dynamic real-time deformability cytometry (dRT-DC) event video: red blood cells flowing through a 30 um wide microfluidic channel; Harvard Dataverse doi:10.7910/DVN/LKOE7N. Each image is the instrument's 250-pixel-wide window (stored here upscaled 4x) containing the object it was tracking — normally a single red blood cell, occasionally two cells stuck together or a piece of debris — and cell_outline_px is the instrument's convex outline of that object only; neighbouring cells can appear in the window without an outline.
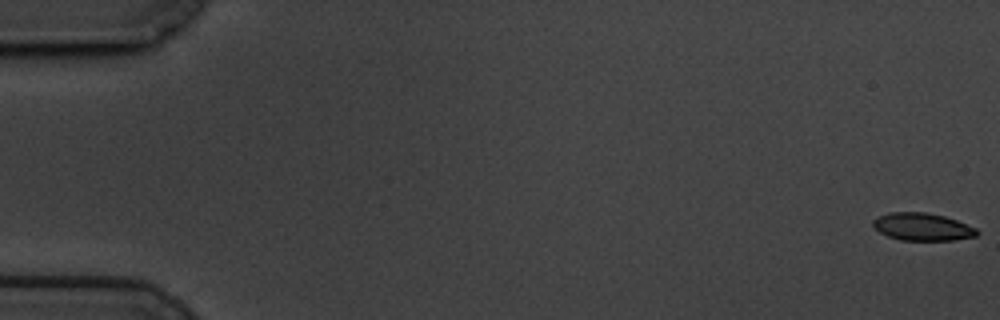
{"species": "common noctule bat (a hibernating species)", "species_latin": "Nyctalus noctula", "temperature_condition": "cold", "stored_images_in_passage": 59, "camera_frame_rate_fps": 3000, "um_per_image_px": 0.085, "animal": {"sex": "male", "body_mass_g": 19.5, "forearm_length_mm": 54.6}, "frame": {"image": 1, "passage_image": 1, "time_ms": 0.0, "image_size_px": [1000, 320], "cell_outline_px": [[980, 232], [976, 236], [952, 240], [900, 240], [888, 236], [880, 232], [872, 224], [872, 220], [888, 212], [924, 212], [944, 216], [956, 220], [976, 228]], "centroid_in_image_um": [78.4, 19.28], "position_along_channel_um": 6.6, "area_um2": 16.59}}
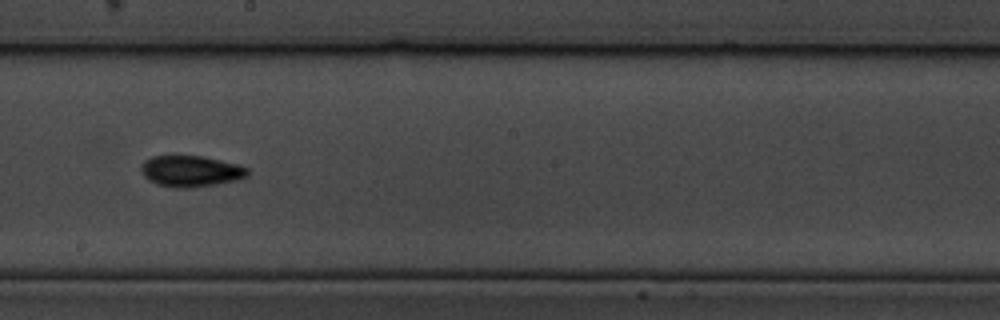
{"frame": {"image": 2, "passage_image": 34, "time_ms": 11.0, "image_size_px": [1000, 320], "cell_outline_px": [[248, 176], [236, 180], [216, 184], [192, 188], [172, 188], [156, 184], [148, 180], [144, 176], [140, 168], [140, 164], [144, 160], [152, 156], [204, 156], [236, 164], [248, 168]], "centroid_in_image_um": [16.18, 14.56], "position_along_channel_um": 232.0, "area_um2": 19.48}}
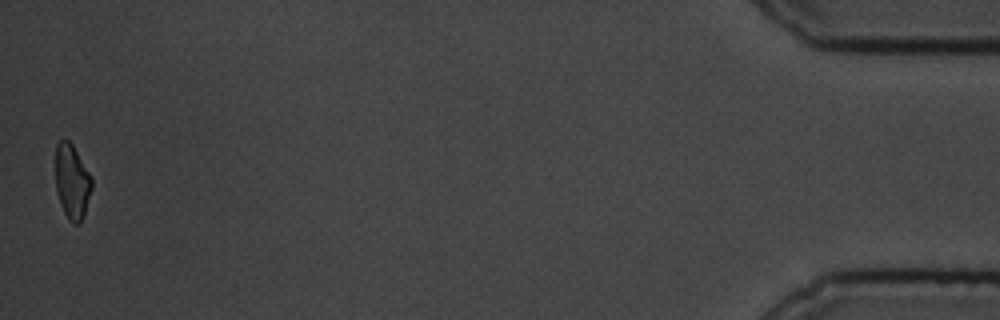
{"frame": {"image": 3, "passage_image": 59, "time_ms": 19.333, "image_size_px": [1000, 320], "cell_outline_px": [[92, 188], [84, 216], [80, 224], [72, 224], [68, 220], [60, 204], [56, 192], [56, 144], [60, 140], [68, 140], [72, 144], [92, 176]], "centroid_in_image_um": [6.13, 15.47], "position_along_channel_um": 429.1, "area_um2": 15.95}, "authors_computed_cell_mechanics": {"area_um2": 17.7446, "velocity_mm_per_s": 3.445, "shape_relaxation_time_tau1_ms": 6.0081, "shape_relaxation_time_tau2_ms": 3.2867, "deformation_change_tau1": 0.1254, "deformation_change_tau2": 0.0746}}